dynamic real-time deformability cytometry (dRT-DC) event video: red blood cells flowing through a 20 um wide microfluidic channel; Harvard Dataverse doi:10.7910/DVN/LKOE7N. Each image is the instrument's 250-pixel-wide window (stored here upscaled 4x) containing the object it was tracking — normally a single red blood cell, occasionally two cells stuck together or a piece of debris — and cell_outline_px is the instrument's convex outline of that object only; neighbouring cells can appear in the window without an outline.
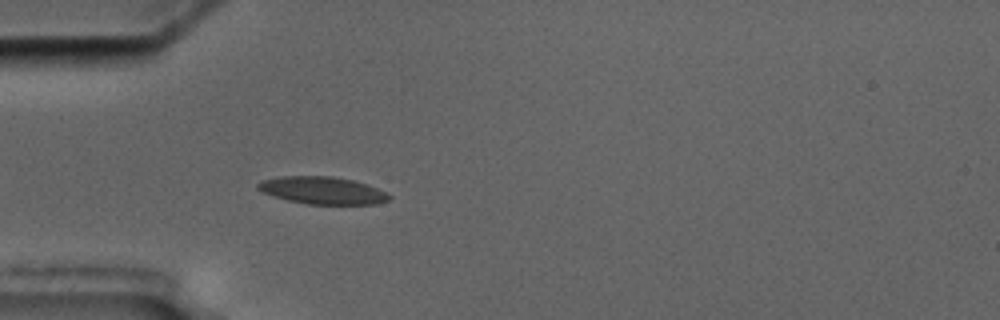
{"species": "common noctule bat (a hibernating species)", "species_latin": "Nyctalus noctula", "temperature_condition": "cold", "stored_images_in_passage": 5, "camera_frame_rate_fps": 3000, "um_per_image_px": 0.085, "animal": {"sex": "male", "body_mass_g": 17.5, "forearm_length_mm": 52.3}, "frame": {"image": 1, "passage_image": 5, "time_ms": 4.667, "image_size_px": [1000, 320], "cell_outline_px": [[392, 196], [388, 200], [376, 204], [308, 204], [288, 200], [272, 196], [260, 192], [256, 188], [256, 184], [264, 180], [280, 176], [332, 176], [352, 180], [388, 192]], "centroid_in_image_um": [27.38, 16.19], "position_along_channel_um": 57.6, "area_um2": 20.92}}